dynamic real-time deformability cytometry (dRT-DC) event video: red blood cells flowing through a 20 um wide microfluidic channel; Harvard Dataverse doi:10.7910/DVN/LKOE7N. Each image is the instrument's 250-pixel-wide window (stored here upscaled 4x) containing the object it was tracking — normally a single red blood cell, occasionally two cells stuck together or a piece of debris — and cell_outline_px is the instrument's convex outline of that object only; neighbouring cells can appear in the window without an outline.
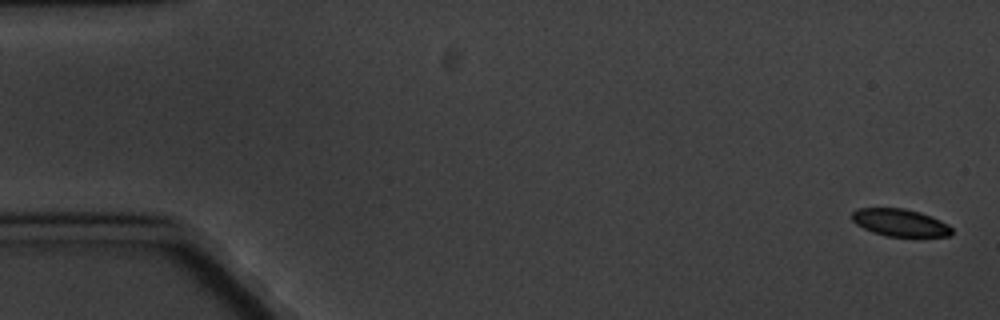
{"species": "common noctule bat (a hibernating species)", "species_latin": "Nyctalus noctula", "temperature_condition": "cold", "stored_images_in_passage": 6, "camera_frame_rate_fps": 3000, "um_per_image_px": 0.085, "animal": {"sex": "male", "body_mass_g": 20.1, "forearm_length_mm": 53.5}, "frame": {"image": 1, "passage_image": 1, "time_ms": 0.0, "image_size_px": [1000, 320], "cell_outline_px": [[952, 232], [948, 236], [888, 236], [872, 232], [856, 224], [852, 220], [852, 212], [856, 208], [904, 208], [920, 212], [932, 216], [948, 224], [952, 228]], "centroid_in_image_um": [76.49, 18.91], "position_along_channel_um": 8.5, "area_um2": 15.9}}